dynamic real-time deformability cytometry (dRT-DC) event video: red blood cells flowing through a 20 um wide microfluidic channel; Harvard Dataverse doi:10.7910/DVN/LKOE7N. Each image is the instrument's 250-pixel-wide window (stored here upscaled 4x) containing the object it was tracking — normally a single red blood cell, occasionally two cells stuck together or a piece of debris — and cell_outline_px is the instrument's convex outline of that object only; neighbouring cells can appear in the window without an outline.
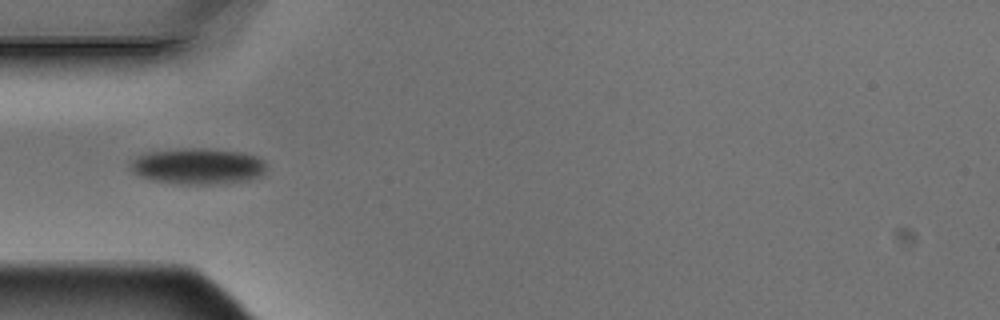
{"species": "Egyptian fruit bat (a non-hibernating species)", "species_latin": "Rousettus aegyptiacus", "temperature_condition": "warm", "stored_images_in_passage": 9, "camera_frame_rate_fps": 3000, "um_per_image_px": 0.085, "animal": {"sex": "male"}, "frame": {"image": 1, "passage_image": 4, "time_ms": 1.0, "image_size_px": [1000, 320], "cell_outline_px": [[264, 172], [260, 176], [248, 180], [224, 184], [180, 184], [152, 180], [140, 176], [132, 172], [128, 168], [128, 160], [144, 152], [184, 148], [204, 148], [240, 152], [256, 156], [264, 160]], "centroid_in_image_um": [16.74, 14.12], "position_along_channel_um": 68.3, "area_um2": 29.02}}
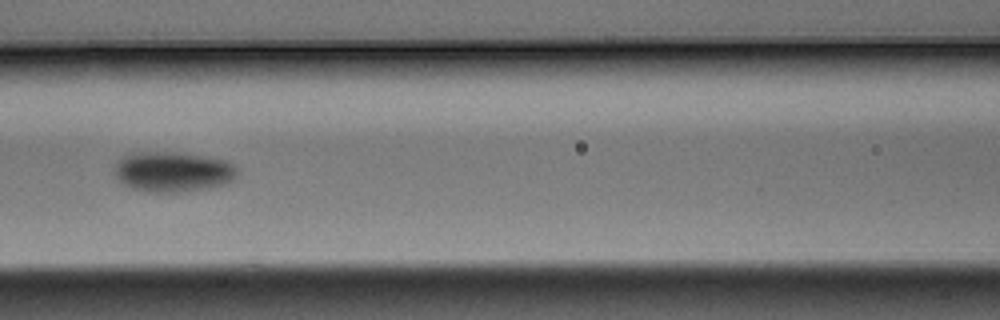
{"frame": {"image": 2, "passage_image": 6, "time_ms": 1.667, "image_size_px": [1000, 320], "cell_outline_px": [[236, 176], [232, 180], [224, 184], [208, 188], [176, 192], [148, 192], [132, 188], [120, 184], [116, 176], [116, 160], [120, 156], [132, 152], [176, 152], [208, 156], [228, 160], [236, 168]], "centroid_in_image_um": [14.66, 14.58], "position_along_channel_um": 151.9, "area_um2": 29.07}}
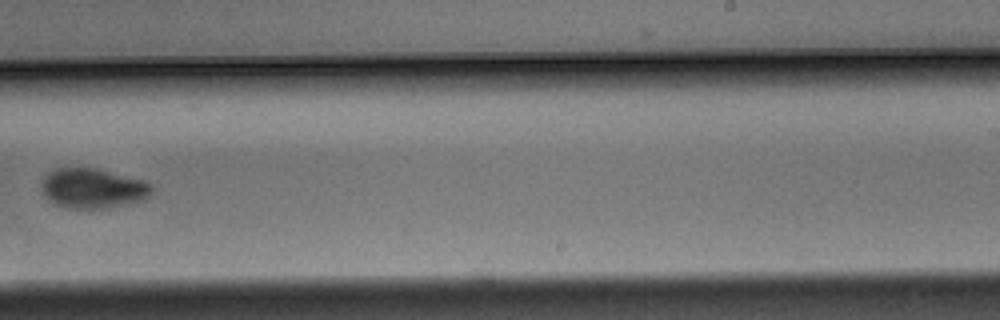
{"frame": {"image": 3, "passage_image": 9, "time_ms": 2.667, "image_size_px": [1000, 320], "cell_outline_px": [[152, 192], [144, 200], [128, 204], [108, 208], [68, 208], [56, 204], [48, 200], [44, 196], [44, 176], [48, 172], [56, 168], [96, 168], [144, 180], [152, 184]], "centroid_in_image_um": [7.93, 16.01], "position_along_channel_um": 281.1, "area_um2": 25.55}}